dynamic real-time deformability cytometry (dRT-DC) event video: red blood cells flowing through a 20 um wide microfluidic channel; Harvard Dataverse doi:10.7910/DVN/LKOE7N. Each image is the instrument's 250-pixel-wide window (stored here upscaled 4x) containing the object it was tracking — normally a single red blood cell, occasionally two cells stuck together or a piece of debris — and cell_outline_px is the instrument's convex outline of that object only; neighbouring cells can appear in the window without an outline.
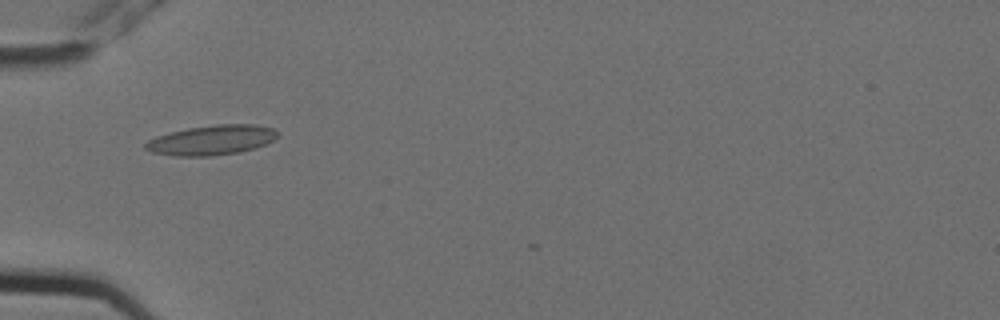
{"species": "Egyptian fruit bat (a non-hibernating species)", "species_latin": "Rousettus aegyptiacus", "temperature_condition": "cold", "stored_images_in_passage": 3, "camera_frame_rate_fps": 3000, "um_per_image_px": 0.085, "animal": {"sex": "female"}, "frame": {"image": 1, "passage_image": 1, "time_ms": 0.0, "image_size_px": [1000, 320], "cell_outline_px": [[276, 136], [272, 140], [256, 148], [236, 152], [208, 156], [172, 156], [152, 152], [144, 148], [144, 144], [148, 140], [156, 136], [188, 128], [216, 124], [256, 124], [272, 128], [276, 132]], "centroid_in_image_um": [17.94, 11.9], "position_along_channel_um": 67.1, "area_um2": 22.72}}
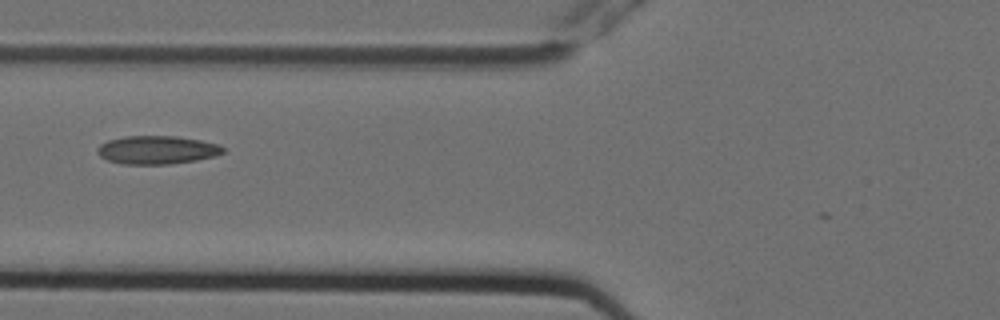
{"frame": {"image": 2, "passage_image": 2, "time_ms": 0.333, "image_size_px": [1000, 320], "cell_outline_px": [[224, 152], [216, 156], [196, 160], [168, 164], [124, 164], [108, 160], [100, 156], [96, 152], [96, 148], [100, 144], [108, 140], [124, 136], [176, 136], [200, 140], [220, 144], [224, 148]], "centroid_in_image_um": [13.34, 12.74], "position_along_channel_um": 112.5, "area_um2": 20.81}}
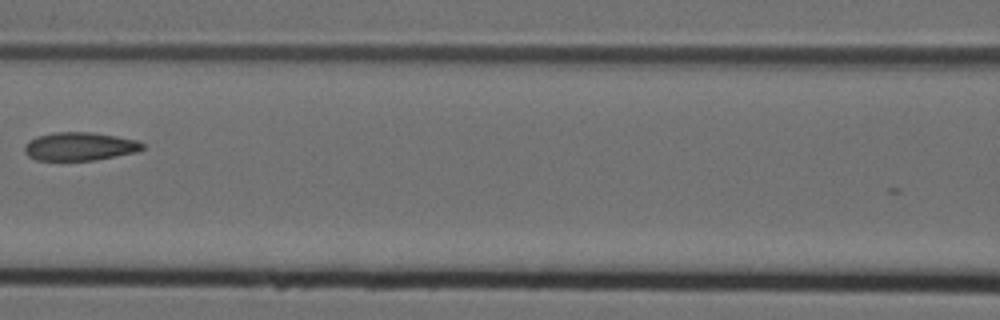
{"frame": {"image": 3, "passage_image": 3, "time_ms": 0.667, "image_size_px": [1000, 320], "cell_outline_px": [[144, 148], [136, 152], [116, 156], [92, 160], [36, 160], [28, 156], [24, 152], [24, 144], [28, 140], [36, 136], [56, 132], [92, 132], [116, 136], [136, 140], [144, 144]], "centroid_in_image_um": [6.73, 12.44], "position_along_channel_um": 159.9, "area_um2": 19.48}}